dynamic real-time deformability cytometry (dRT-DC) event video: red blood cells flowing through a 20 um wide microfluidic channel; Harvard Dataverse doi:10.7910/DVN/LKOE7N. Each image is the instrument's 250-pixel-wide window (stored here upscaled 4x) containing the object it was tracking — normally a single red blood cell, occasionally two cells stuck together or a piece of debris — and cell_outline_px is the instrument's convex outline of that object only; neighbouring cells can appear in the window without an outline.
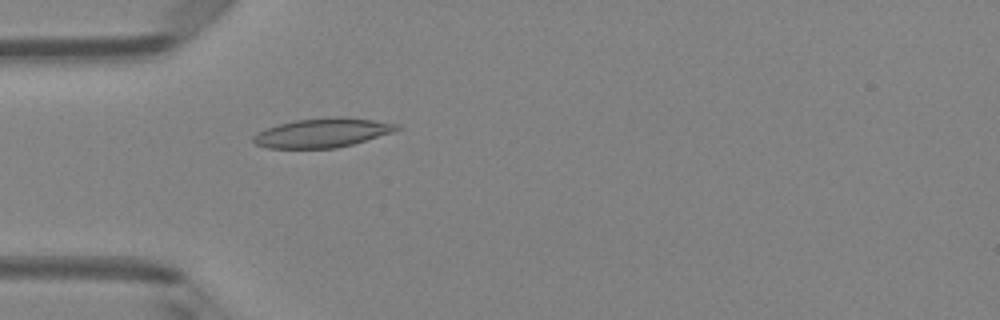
{"species": "Egyptian fruit bat (a non-hibernating species)", "species_latin": "Rousettus aegyptiacus", "temperature_condition": "room temperature", "stored_images_in_passage": 5, "camera_frame_rate_fps": 3000, "um_per_image_px": 0.085, "animal": {"sex": "female"}, "frame": {"image": 1, "passage_image": 5, "time_ms": 1.333, "image_size_px": [1000, 320], "cell_outline_px": [[404, 128], [396, 132], [352, 144], [336, 148], [268, 148], [256, 144], [252, 140], [252, 136], [256, 132], [264, 128], [296, 120], [336, 116], [344, 116], [400, 124]], "centroid_in_image_um": [27.45, 11.28], "position_along_channel_um": 57.5, "area_um2": 24.68}}